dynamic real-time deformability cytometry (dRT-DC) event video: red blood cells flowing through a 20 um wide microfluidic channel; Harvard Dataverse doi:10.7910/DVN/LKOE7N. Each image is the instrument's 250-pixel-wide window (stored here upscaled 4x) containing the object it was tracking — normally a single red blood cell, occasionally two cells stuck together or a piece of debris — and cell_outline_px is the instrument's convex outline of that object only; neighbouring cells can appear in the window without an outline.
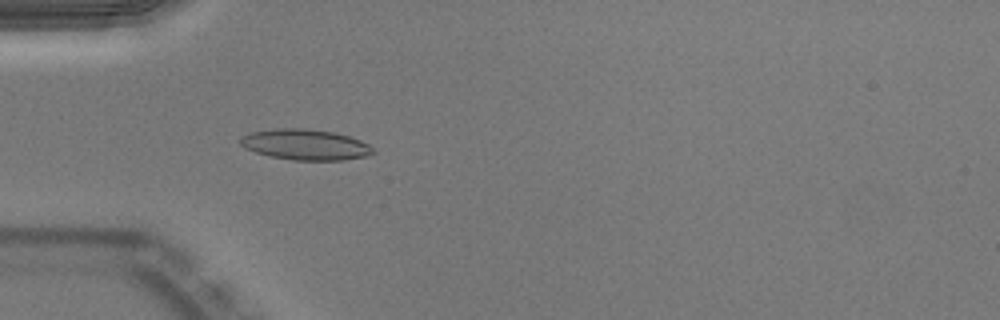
{"species": "Egyptian fruit bat (a non-hibernating species)", "species_latin": "Rousettus aegyptiacus", "temperature_condition": "warm", "stored_images_in_passage": 51, "camera_frame_rate_fps": 3000, "um_per_image_px": 0.085, "animal": {"sex": "male"}, "frame": {"image": 1, "passage_image": 16, "time_ms": 5.0, "image_size_px": [1000, 320], "cell_outline_px": [[364, 152], [360, 156], [332, 160], [304, 160], [276, 156], [260, 152], [252, 148], [248, 136], [260, 132], [324, 132], [344, 136], [356, 140], [364, 144]], "centroid_in_image_um": [26.06, 12.36], "position_along_channel_um": 58.9, "area_um2": 19.13}}
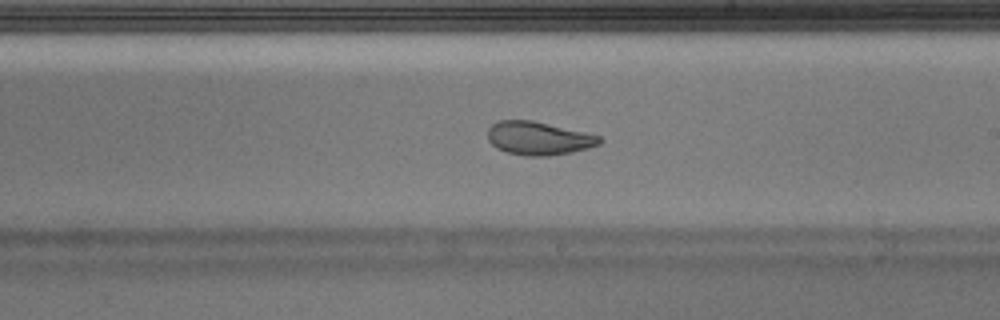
{"frame": {"image": 2, "passage_image": 30, "time_ms": 9.667, "image_size_px": [1000, 320], "cell_outline_px": [[600, 140], [596, 144], [564, 152], [512, 152], [500, 148], [488, 136], [488, 132], [496, 124], [504, 120], [524, 120], [544, 124], [596, 136]], "centroid_in_image_um": [45.71, 11.68], "position_along_channel_um": 243.3, "area_um2": 18.5}}
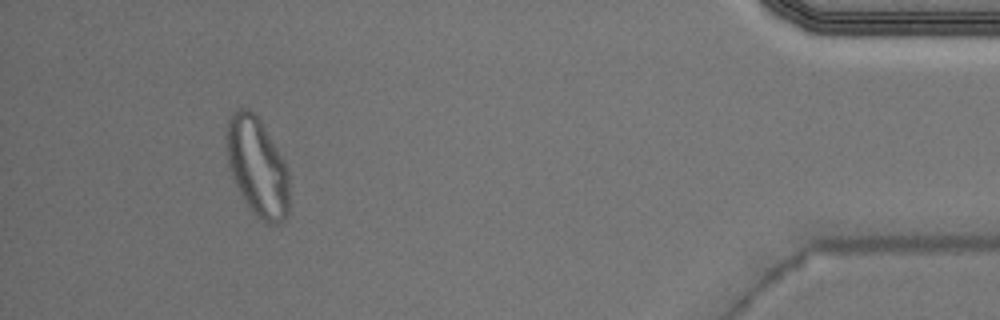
{"frame": {"image": 3, "passage_image": 47, "time_ms": 15.333, "image_size_px": [1000, 320], "cell_outline_px": [[284, 204], [260, 212], [252, 204], [244, 192], [236, 176], [232, 164], [232, 124], [236, 116], [244, 112], [248, 112], [252, 116], [276, 156], [284, 172]], "centroid_in_image_um": [21.79, 13.99], "position_along_channel_um": 413.4, "area_um2": 25.43}, "authors_computed_cell_mechanics": {"area_um2": 18.785, "velocity_mm_per_s": 4.0276, "shape_relaxation_time_tau1_ms": null, "shape_relaxation_time_tau2_ms": 1.5226, "deformation_change_tau1": null, "deformation_change_tau2": 0.0711}}